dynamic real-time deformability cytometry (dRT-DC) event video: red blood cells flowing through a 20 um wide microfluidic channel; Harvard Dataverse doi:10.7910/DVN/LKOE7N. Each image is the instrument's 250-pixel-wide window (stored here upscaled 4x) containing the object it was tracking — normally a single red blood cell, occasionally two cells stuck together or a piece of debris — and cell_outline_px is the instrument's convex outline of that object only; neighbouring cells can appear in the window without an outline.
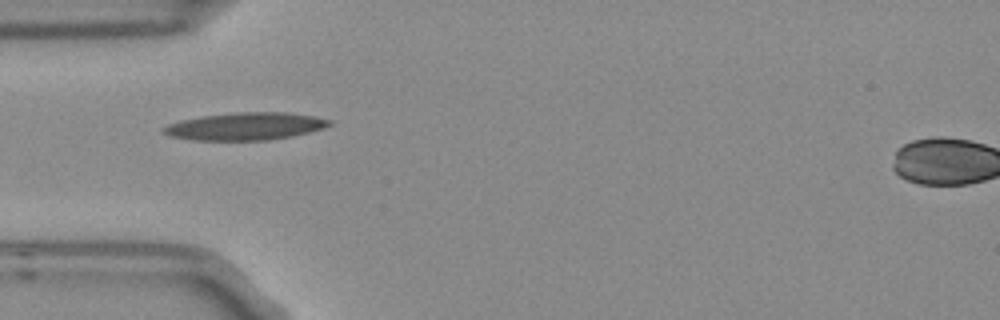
{"species": "Egyptian fruit bat (a non-hibernating species)", "species_latin": "Rousettus aegyptiacus", "temperature_condition": "room temperature", "stored_images_in_passage": 3, "camera_frame_rate_fps": 3000, "um_per_image_px": 0.085, "frame": {"image": 1, "passage_image": 1, "time_ms": 0.0, "image_size_px": [1000, 320], "cell_outline_px": [[332, 124], [324, 128], [292, 136], [268, 140], [192, 140], [172, 136], [164, 132], [160, 128], [168, 124], [180, 120], [204, 116], [236, 112], [288, 112], [316, 116], [332, 120]], "centroid_in_image_um": [20.89, 10.73], "position_along_channel_um": 64.1, "area_um2": 26.59}}
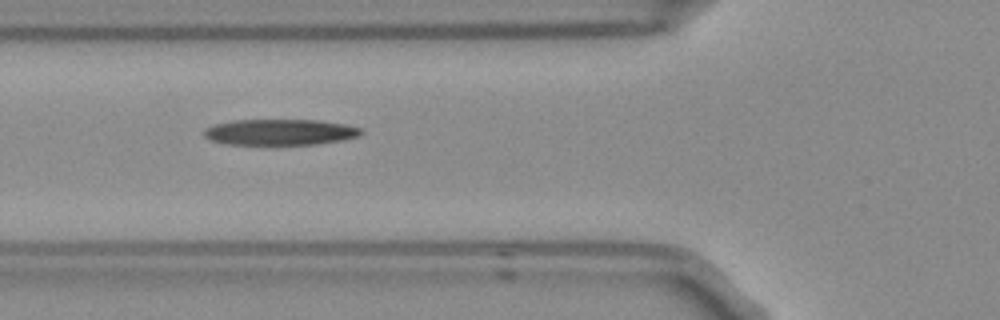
{"frame": {"image": 2, "passage_image": 2, "time_ms": 0.333, "image_size_px": [1000, 320], "cell_outline_px": [[364, 132], [360, 136], [344, 140], [312, 144], [228, 144], [212, 140], [204, 136], [204, 128], [216, 124], [232, 120], [320, 120], [348, 124], [364, 128]], "centroid_in_image_um": [23.89, 11.22], "position_along_channel_um": 101.9, "area_um2": 23.87}}